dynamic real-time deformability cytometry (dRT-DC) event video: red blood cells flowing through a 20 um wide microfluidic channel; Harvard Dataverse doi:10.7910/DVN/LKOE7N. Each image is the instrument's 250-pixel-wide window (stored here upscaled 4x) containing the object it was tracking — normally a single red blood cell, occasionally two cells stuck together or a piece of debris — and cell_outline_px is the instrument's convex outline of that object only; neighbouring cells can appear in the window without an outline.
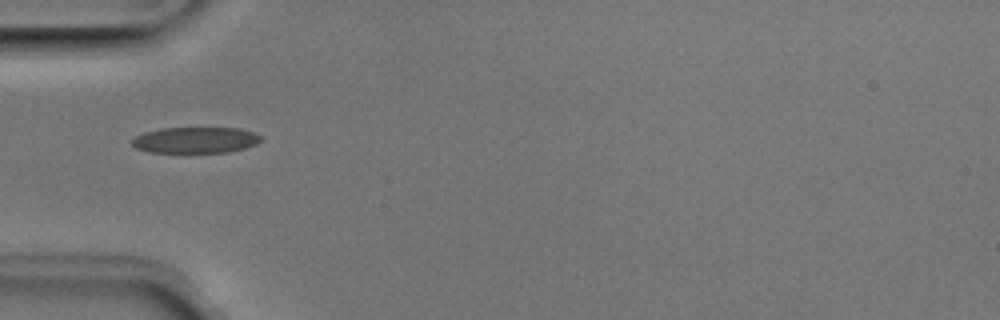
{"species": "Egyptian fruit bat (a non-hibernating species)", "species_latin": "Rousettus aegyptiacus", "temperature_condition": "room temperature", "stored_images_in_passage": 5, "camera_frame_rate_fps": 3000, "um_per_image_px": 0.085, "animal": {"sex": "male"}, "frame": {"image": 1, "passage_image": 4, "time_ms": 1.0, "image_size_px": [1000, 320], "cell_outline_px": [[260, 140], [256, 144], [244, 148], [228, 152], [148, 152], [136, 148], [128, 140], [144, 132], [160, 128], [240, 128], [252, 132], [260, 136]], "centroid_in_image_um": [16.55, 11.9], "position_along_channel_um": 68.4, "area_um2": 19.54}}